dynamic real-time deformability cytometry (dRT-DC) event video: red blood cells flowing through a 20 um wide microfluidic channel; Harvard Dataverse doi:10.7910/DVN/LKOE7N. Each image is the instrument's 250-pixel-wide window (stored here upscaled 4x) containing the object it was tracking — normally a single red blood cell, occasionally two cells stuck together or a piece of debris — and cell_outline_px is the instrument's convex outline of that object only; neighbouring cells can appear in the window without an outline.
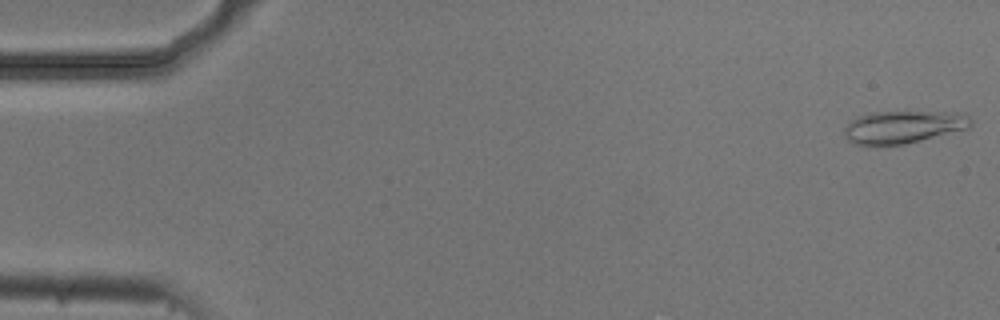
{"species": "common noctule bat (a hibernating species)", "species_latin": "Nyctalus noctula", "temperature_condition": "cold", "stored_images_in_passage": 6, "camera_frame_rate_fps": 3000, "um_per_image_px": 0.085, "animal": {"sex": "male", "body_mass_g": 20.5, "forearm_length_mm": 52.5}, "frame": {"image": 1, "passage_image": 1, "time_ms": 0.0, "image_size_px": [1000, 320], "cell_outline_px": [[972, 128], [904, 144], [856, 144], [848, 140], [844, 132], [844, 128], [852, 120], [860, 116], [872, 112], [904, 108], [964, 112], [972, 120]], "centroid_in_image_um": [76.91, 10.7], "position_along_channel_um": 8.1, "area_um2": 25.2}}